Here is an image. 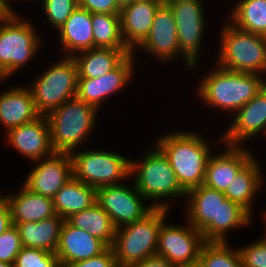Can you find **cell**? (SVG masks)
Listing matches in <instances>:
<instances>
[{"label":"cell","mask_w":266,"mask_h":267,"mask_svg":"<svg viewBox=\"0 0 266 267\" xmlns=\"http://www.w3.org/2000/svg\"><path fill=\"white\" fill-rule=\"evenodd\" d=\"M3 200H5V195L4 196H0V202H2Z\"/></svg>","instance_id":"ee69618b"},{"label":"cell","mask_w":266,"mask_h":267,"mask_svg":"<svg viewBox=\"0 0 266 267\" xmlns=\"http://www.w3.org/2000/svg\"><path fill=\"white\" fill-rule=\"evenodd\" d=\"M66 221L75 228L88 231L107 247L112 246L117 228L109 214L97 203L88 209L71 215Z\"/></svg>","instance_id":"f1b7e54d"},{"label":"cell","mask_w":266,"mask_h":267,"mask_svg":"<svg viewBox=\"0 0 266 267\" xmlns=\"http://www.w3.org/2000/svg\"><path fill=\"white\" fill-rule=\"evenodd\" d=\"M229 21L235 27L266 37V0H242Z\"/></svg>","instance_id":"f546056e"},{"label":"cell","mask_w":266,"mask_h":267,"mask_svg":"<svg viewBox=\"0 0 266 267\" xmlns=\"http://www.w3.org/2000/svg\"><path fill=\"white\" fill-rule=\"evenodd\" d=\"M173 12L180 52L186 66H196L202 36L205 16L203 3L200 0H164Z\"/></svg>","instance_id":"7c38bea8"},{"label":"cell","mask_w":266,"mask_h":267,"mask_svg":"<svg viewBox=\"0 0 266 267\" xmlns=\"http://www.w3.org/2000/svg\"><path fill=\"white\" fill-rule=\"evenodd\" d=\"M224 25L218 66L234 72L264 73L266 67V37Z\"/></svg>","instance_id":"8992f818"},{"label":"cell","mask_w":266,"mask_h":267,"mask_svg":"<svg viewBox=\"0 0 266 267\" xmlns=\"http://www.w3.org/2000/svg\"><path fill=\"white\" fill-rule=\"evenodd\" d=\"M78 70L72 57L51 65L29 88L37 111L47 115L77 95Z\"/></svg>","instance_id":"9c48e42d"},{"label":"cell","mask_w":266,"mask_h":267,"mask_svg":"<svg viewBox=\"0 0 266 267\" xmlns=\"http://www.w3.org/2000/svg\"><path fill=\"white\" fill-rule=\"evenodd\" d=\"M58 31L67 57L94 48L91 12L88 10L77 7Z\"/></svg>","instance_id":"cb8c5ba5"},{"label":"cell","mask_w":266,"mask_h":267,"mask_svg":"<svg viewBox=\"0 0 266 267\" xmlns=\"http://www.w3.org/2000/svg\"><path fill=\"white\" fill-rule=\"evenodd\" d=\"M22 247L19 230L11 225L0 235V261L13 264Z\"/></svg>","instance_id":"e575fe53"},{"label":"cell","mask_w":266,"mask_h":267,"mask_svg":"<svg viewBox=\"0 0 266 267\" xmlns=\"http://www.w3.org/2000/svg\"><path fill=\"white\" fill-rule=\"evenodd\" d=\"M130 187L124 184L103 186L97 189L96 203L103 208L112 219L116 228L143 219L154 208L169 209L165 202L144 206L145 198L138 192L135 184Z\"/></svg>","instance_id":"8fae6325"},{"label":"cell","mask_w":266,"mask_h":267,"mask_svg":"<svg viewBox=\"0 0 266 267\" xmlns=\"http://www.w3.org/2000/svg\"><path fill=\"white\" fill-rule=\"evenodd\" d=\"M108 247L88 231L78 229L64 221L59 244L55 252L61 267H68L76 261L96 257Z\"/></svg>","instance_id":"ffe728a7"},{"label":"cell","mask_w":266,"mask_h":267,"mask_svg":"<svg viewBox=\"0 0 266 267\" xmlns=\"http://www.w3.org/2000/svg\"><path fill=\"white\" fill-rule=\"evenodd\" d=\"M134 53L128 55L115 69L98 78H78L76 97L97 110L110 94L121 90L132 78Z\"/></svg>","instance_id":"9a60e30c"},{"label":"cell","mask_w":266,"mask_h":267,"mask_svg":"<svg viewBox=\"0 0 266 267\" xmlns=\"http://www.w3.org/2000/svg\"><path fill=\"white\" fill-rule=\"evenodd\" d=\"M12 225L11 212L6 200L0 202V235Z\"/></svg>","instance_id":"ab89813d"},{"label":"cell","mask_w":266,"mask_h":267,"mask_svg":"<svg viewBox=\"0 0 266 267\" xmlns=\"http://www.w3.org/2000/svg\"><path fill=\"white\" fill-rule=\"evenodd\" d=\"M3 79L5 78L0 74V81H2Z\"/></svg>","instance_id":"bcb514c9"},{"label":"cell","mask_w":266,"mask_h":267,"mask_svg":"<svg viewBox=\"0 0 266 267\" xmlns=\"http://www.w3.org/2000/svg\"><path fill=\"white\" fill-rule=\"evenodd\" d=\"M188 227L161 224L156 255L178 267H197L201 248L206 242L201 231Z\"/></svg>","instance_id":"4fadbf2b"},{"label":"cell","mask_w":266,"mask_h":267,"mask_svg":"<svg viewBox=\"0 0 266 267\" xmlns=\"http://www.w3.org/2000/svg\"><path fill=\"white\" fill-rule=\"evenodd\" d=\"M77 3L91 13L120 14L121 10L116 0H77Z\"/></svg>","instance_id":"8d00e7d4"},{"label":"cell","mask_w":266,"mask_h":267,"mask_svg":"<svg viewBox=\"0 0 266 267\" xmlns=\"http://www.w3.org/2000/svg\"><path fill=\"white\" fill-rule=\"evenodd\" d=\"M263 87V78L257 73L234 72L218 67L201 81L198 94L206 105L234 111L235 114Z\"/></svg>","instance_id":"3957f363"},{"label":"cell","mask_w":266,"mask_h":267,"mask_svg":"<svg viewBox=\"0 0 266 267\" xmlns=\"http://www.w3.org/2000/svg\"><path fill=\"white\" fill-rule=\"evenodd\" d=\"M36 163V167H33L23 184L33 193L53 198L73 177L70 153L55 152L45 160H37Z\"/></svg>","instance_id":"5bb4252c"},{"label":"cell","mask_w":266,"mask_h":267,"mask_svg":"<svg viewBox=\"0 0 266 267\" xmlns=\"http://www.w3.org/2000/svg\"><path fill=\"white\" fill-rule=\"evenodd\" d=\"M131 267H178L160 256H153L135 263Z\"/></svg>","instance_id":"f35d334b"},{"label":"cell","mask_w":266,"mask_h":267,"mask_svg":"<svg viewBox=\"0 0 266 267\" xmlns=\"http://www.w3.org/2000/svg\"><path fill=\"white\" fill-rule=\"evenodd\" d=\"M118 5L122 8L125 5H128L133 2V0H116Z\"/></svg>","instance_id":"b9f144b4"},{"label":"cell","mask_w":266,"mask_h":267,"mask_svg":"<svg viewBox=\"0 0 266 267\" xmlns=\"http://www.w3.org/2000/svg\"><path fill=\"white\" fill-rule=\"evenodd\" d=\"M163 3L164 0L133 1L121 8V34L132 52L148 36L155 14Z\"/></svg>","instance_id":"ac0fdd59"},{"label":"cell","mask_w":266,"mask_h":267,"mask_svg":"<svg viewBox=\"0 0 266 267\" xmlns=\"http://www.w3.org/2000/svg\"><path fill=\"white\" fill-rule=\"evenodd\" d=\"M6 134L8 143L34 162L55 153L52 147L49 123L45 115L12 128Z\"/></svg>","instance_id":"2e32d148"},{"label":"cell","mask_w":266,"mask_h":267,"mask_svg":"<svg viewBox=\"0 0 266 267\" xmlns=\"http://www.w3.org/2000/svg\"><path fill=\"white\" fill-rule=\"evenodd\" d=\"M40 116L29 88L19 86L0 94V122L7 131Z\"/></svg>","instance_id":"7402d4cb"},{"label":"cell","mask_w":266,"mask_h":267,"mask_svg":"<svg viewBox=\"0 0 266 267\" xmlns=\"http://www.w3.org/2000/svg\"><path fill=\"white\" fill-rule=\"evenodd\" d=\"M30 23L18 19L14 12L0 20V74L5 79L28 63L38 51L39 35Z\"/></svg>","instance_id":"ba28073f"},{"label":"cell","mask_w":266,"mask_h":267,"mask_svg":"<svg viewBox=\"0 0 266 267\" xmlns=\"http://www.w3.org/2000/svg\"><path fill=\"white\" fill-rule=\"evenodd\" d=\"M47 20L58 30L78 7L77 0H43Z\"/></svg>","instance_id":"836d02e7"},{"label":"cell","mask_w":266,"mask_h":267,"mask_svg":"<svg viewBox=\"0 0 266 267\" xmlns=\"http://www.w3.org/2000/svg\"><path fill=\"white\" fill-rule=\"evenodd\" d=\"M260 166L254 157L238 172L224 192L227 199L237 203L251 216L253 198L262 186Z\"/></svg>","instance_id":"83f0119b"},{"label":"cell","mask_w":266,"mask_h":267,"mask_svg":"<svg viewBox=\"0 0 266 267\" xmlns=\"http://www.w3.org/2000/svg\"><path fill=\"white\" fill-rule=\"evenodd\" d=\"M14 267H61L55 253L43 249L22 247L17 254Z\"/></svg>","instance_id":"d6a6232c"},{"label":"cell","mask_w":266,"mask_h":267,"mask_svg":"<svg viewBox=\"0 0 266 267\" xmlns=\"http://www.w3.org/2000/svg\"><path fill=\"white\" fill-rule=\"evenodd\" d=\"M68 267H118L114 252L108 247L104 252L96 257L84 261H76Z\"/></svg>","instance_id":"74e56055"},{"label":"cell","mask_w":266,"mask_h":267,"mask_svg":"<svg viewBox=\"0 0 266 267\" xmlns=\"http://www.w3.org/2000/svg\"><path fill=\"white\" fill-rule=\"evenodd\" d=\"M0 267H14L13 264L5 263L0 261Z\"/></svg>","instance_id":"7bdbcfd3"},{"label":"cell","mask_w":266,"mask_h":267,"mask_svg":"<svg viewBox=\"0 0 266 267\" xmlns=\"http://www.w3.org/2000/svg\"><path fill=\"white\" fill-rule=\"evenodd\" d=\"M130 49L93 48L74 55L78 78H98L115 69L128 55Z\"/></svg>","instance_id":"484cf974"},{"label":"cell","mask_w":266,"mask_h":267,"mask_svg":"<svg viewBox=\"0 0 266 267\" xmlns=\"http://www.w3.org/2000/svg\"><path fill=\"white\" fill-rule=\"evenodd\" d=\"M242 267H266V241L261 239L239 248Z\"/></svg>","instance_id":"d590c367"},{"label":"cell","mask_w":266,"mask_h":267,"mask_svg":"<svg viewBox=\"0 0 266 267\" xmlns=\"http://www.w3.org/2000/svg\"><path fill=\"white\" fill-rule=\"evenodd\" d=\"M156 146L168 158L180 186L187 192L203 185L206 166L211 156L209 144L190 132H175L161 136Z\"/></svg>","instance_id":"7a4b0ae2"},{"label":"cell","mask_w":266,"mask_h":267,"mask_svg":"<svg viewBox=\"0 0 266 267\" xmlns=\"http://www.w3.org/2000/svg\"><path fill=\"white\" fill-rule=\"evenodd\" d=\"M229 248L226 241H206L201 248L197 267H242L238 249Z\"/></svg>","instance_id":"1f68e13d"},{"label":"cell","mask_w":266,"mask_h":267,"mask_svg":"<svg viewBox=\"0 0 266 267\" xmlns=\"http://www.w3.org/2000/svg\"><path fill=\"white\" fill-rule=\"evenodd\" d=\"M94 48L129 49L121 34L120 14L91 13Z\"/></svg>","instance_id":"4dcf8cb0"},{"label":"cell","mask_w":266,"mask_h":267,"mask_svg":"<svg viewBox=\"0 0 266 267\" xmlns=\"http://www.w3.org/2000/svg\"><path fill=\"white\" fill-rule=\"evenodd\" d=\"M167 210L154 208L143 219L117 228L111 248L118 267H131L156 256L159 230Z\"/></svg>","instance_id":"277c9868"},{"label":"cell","mask_w":266,"mask_h":267,"mask_svg":"<svg viewBox=\"0 0 266 267\" xmlns=\"http://www.w3.org/2000/svg\"><path fill=\"white\" fill-rule=\"evenodd\" d=\"M16 194L5 195L12 223L37 222L56 214L53 199L29 191L22 186Z\"/></svg>","instance_id":"603a6c76"},{"label":"cell","mask_w":266,"mask_h":267,"mask_svg":"<svg viewBox=\"0 0 266 267\" xmlns=\"http://www.w3.org/2000/svg\"><path fill=\"white\" fill-rule=\"evenodd\" d=\"M70 155L73 177L96 189L121 184L131 175V160L115 152L86 150Z\"/></svg>","instance_id":"30bf717a"},{"label":"cell","mask_w":266,"mask_h":267,"mask_svg":"<svg viewBox=\"0 0 266 267\" xmlns=\"http://www.w3.org/2000/svg\"><path fill=\"white\" fill-rule=\"evenodd\" d=\"M227 146L223 153L209 157L204 180L206 187L221 192L226 191L238 172L253 158L244 147Z\"/></svg>","instance_id":"44dd1931"},{"label":"cell","mask_w":266,"mask_h":267,"mask_svg":"<svg viewBox=\"0 0 266 267\" xmlns=\"http://www.w3.org/2000/svg\"><path fill=\"white\" fill-rule=\"evenodd\" d=\"M189 203L188 222L201 231L205 241L225 242L228 230L249 225L251 215L237 203L227 199L224 192L204 184L186 192Z\"/></svg>","instance_id":"6da1fadb"},{"label":"cell","mask_w":266,"mask_h":267,"mask_svg":"<svg viewBox=\"0 0 266 267\" xmlns=\"http://www.w3.org/2000/svg\"><path fill=\"white\" fill-rule=\"evenodd\" d=\"M64 219L58 214L37 222L12 223L20 233L23 247L38 248L55 253Z\"/></svg>","instance_id":"d4e9b609"},{"label":"cell","mask_w":266,"mask_h":267,"mask_svg":"<svg viewBox=\"0 0 266 267\" xmlns=\"http://www.w3.org/2000/svg\"><path fill=\"white\" fill-rule=\"evenodd\" d=\"M139 47L162 61L182 54L179 49L174 15L165 2L158 8L150 32Z\"/></svg>","instance_id":"d6986e66"},{"label":"cell","mask_w":266,"mask_h":267,"mask_svg":"<svg viewBox=\"0 0 266 267\" xmlns=\"http://www.w3.org/2000/svg\"><path fill=\"white\" fill-rule=\"evenodd\" d=\"M97 109L77 97L64 102L46 118L55 152L71 153L93 130Z\"/></svg>","instance_id":"5b68a950"},{"label":"cell","mask_w":266,"mask_h":267,"mask_svg":"<svg viewBox=\"0 0 266 267\" xmlns=\"http://www.w3.org/2000/svg\"><path fill=\"white\" fill-rule=\"evenodd\" d=\"M13 8L5 3L4 0H0V20L8 17L13 11Z\"/></svg>","instance_id":"60d3db41"},{"label":"cell","mask_w":266,"mask_h":267,"mask_svg":"<svg viewBox=\"0 0 266 267\" xmlns=\"http://www.w3.org/2000/svg\"><path fill=\"white\" fill-rule=\"evenodd\" d=\"M264 72L266 73V67H265ZM263 81H264V85L266 86V80H265V78L263 79Z\"/></svg>","instance_id":"f6af8a7d"},{"label":"cell","mask_w":266,"mask_h":267,"mask_svg":"<svg viewBox=\"0 0 266 267\" xmlns=\"http://www.w3.org/2000/svg\"><path fill=\"white\" fill-rule=\"evenodd\" d=\"M140 162L131 161V176L138 192L146 200L156 201L162 198L186 196L168 158L155 145Z\"/></svg>","instance_id":"52a82bcc"},{"label":"cell","mask_w":266,"mask_h":267,"mask_svg":"<svg viewBox=\"0 0 266 267\" xmlns=\"http://www.w3.org/2000/svg\"><path fill=\"white\" fill-rule=\"evenodd\" d=\"M236 116L230 127L222 135V141L230 146H241L243 140H247L259 132L266 134V86L236 112Z\"/></svg>","instance_id":"e0dca14e"},{"label":"cell","mask_w":266,"mask_h":267,"mask_svg":"<svg viewBox=\"0 0 266 267\" xmlns=\"http://www.w3.org/2000/svg\"><path fill=\"white\" fill-rule=\"evenodd\" d=\"M56 214L66 220L96 203L97 189L72 177L52 198Z\"/></svg>","instance_id":"4316f807"}]
</instances>
